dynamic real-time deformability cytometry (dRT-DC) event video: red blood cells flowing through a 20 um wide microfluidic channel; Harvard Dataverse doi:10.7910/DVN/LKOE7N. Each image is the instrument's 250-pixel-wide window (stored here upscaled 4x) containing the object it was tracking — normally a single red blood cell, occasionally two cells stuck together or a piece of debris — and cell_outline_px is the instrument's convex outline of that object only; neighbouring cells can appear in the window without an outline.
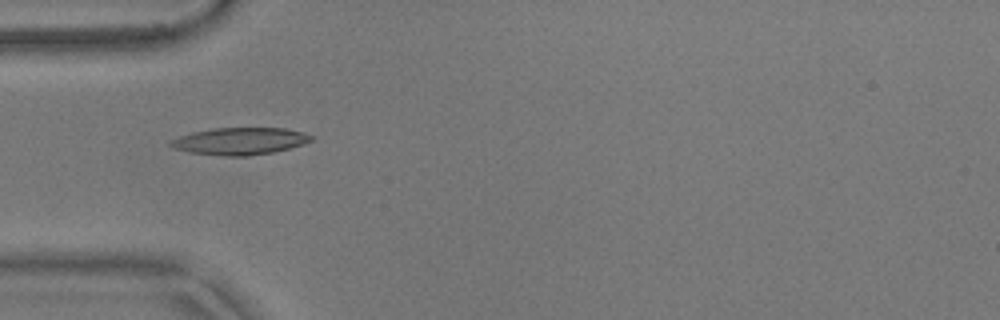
{"species": "common noctule bat (a hibernating species)", "species_latin": "Nyctalus noctula", "temperature_condition": "warm", "stored_images_in_passage": 46, "camera_frame_rate_fps": 3000, "um_per_image_px": 0.085, "animal": {"sex": "male", "body_mass_g": 17.9}, "frame": {"image": 1, "passage_image": 9, "time_ms": 2.667, "image_size_px": [1000, 320], "cell_outline_px": [[312, 140], [304, 144], [272, 152], [248, 156], [224, 156], [188, 152], [176, 148], [168, 144], [172, 140], [180, 136], [192, 132], [212, 128], [284, 128], [304, 132], [312, 136]], "centroid_in_image_um": [20.4, 11.99], "position_along_channel_um": 64.6, "area_um2": 22.08}}
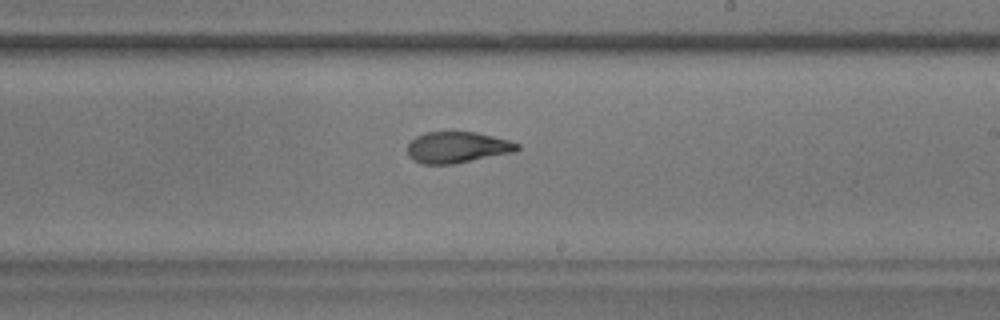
{"frame": {"image": 2, "passage_image": 24, "time_ms": 7.667, "image_size_px": [1000, 320], "cell_outline_px": [[520, 148], [516, 152], [452, 164], [424, 164], [408, 156], [408, 144], [416, 136], [424, 132], [476, 132], [508, 140], [520, 144]], "centroid_in_image_um": [38.89, 12.52], "position_along_channel_um": 250.1, "area_um2": 19.88}}
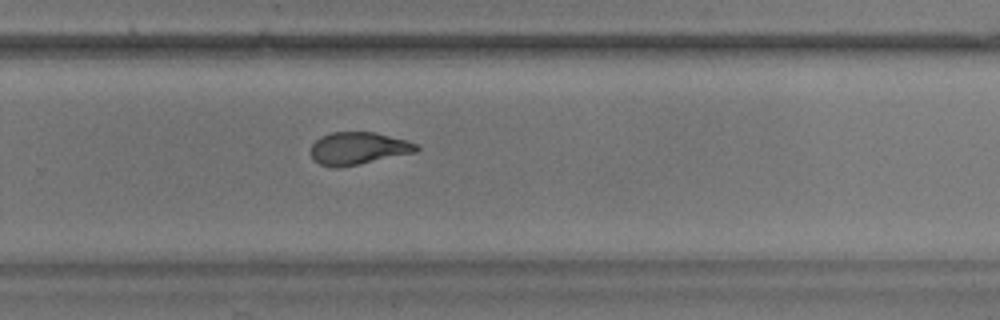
{"frame": {"image": 3, "passage_image": 28, "time_ms": 9.0, "image_size_px": [1000, 320], "cell_outline_px": [[420, 148], [416, 152], [360, 164], [340, 168], [332, 168], [320, 164], [312, 160], [308, 152], [312, 144], [320, 136], [332, 132], [376, 132], [408, 140], [416, 144]], "centroid_in_image_um": [30.41, 12.62], "position_along_channel_um": 299.4, "area_um2": 20.4}, "authors_computed_cell_mechanics": {"area_um2": 20.4034, "velocity_mm_per_s": 3.7122, "shape_relaxation_time_tau1_ms": 10.3677, "shape_relaxation_time_tau2_ms": 2.4565, "deformation_change_tau1": 0.3008, "deformation_change_tau2": 0.1004}}